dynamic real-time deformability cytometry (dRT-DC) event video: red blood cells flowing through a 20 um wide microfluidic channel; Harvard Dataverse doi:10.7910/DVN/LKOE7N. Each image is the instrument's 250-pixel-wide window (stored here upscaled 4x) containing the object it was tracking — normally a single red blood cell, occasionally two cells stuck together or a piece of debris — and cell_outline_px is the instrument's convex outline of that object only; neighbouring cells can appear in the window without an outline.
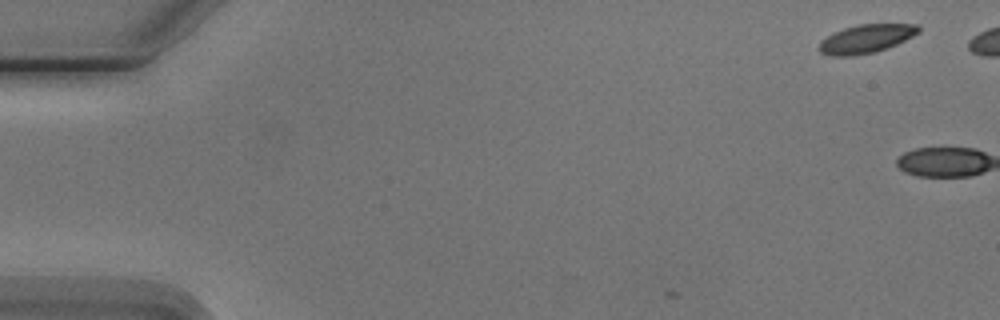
{"species": "Egyptian fruit bat (a non-hibernating species)", "species_latin": "Rousettus aegyptiacus", "temperature_condition": "cold", "stored_images_in_passage": 5, "camera_frame_rate_fps": 3000, "um_per_image_px": 0.085, "animal": {"sex": "male"}, "frame": {"image": 1, "passage_image": 1, "time_ms": 0.0, "image_size_px": [1000, 320], "cell_outline_px": [[920, 32], [888, 48], [876, 52], [852, 56], [832, 56], [820, 52], [816, 48], [820, 40], [844, 28], [856, 24], [920, 24]], "centroid_in_image_um": [73.6, 3.3], "position_along_channel_um": 11.4, "area_um2": 16.65}}